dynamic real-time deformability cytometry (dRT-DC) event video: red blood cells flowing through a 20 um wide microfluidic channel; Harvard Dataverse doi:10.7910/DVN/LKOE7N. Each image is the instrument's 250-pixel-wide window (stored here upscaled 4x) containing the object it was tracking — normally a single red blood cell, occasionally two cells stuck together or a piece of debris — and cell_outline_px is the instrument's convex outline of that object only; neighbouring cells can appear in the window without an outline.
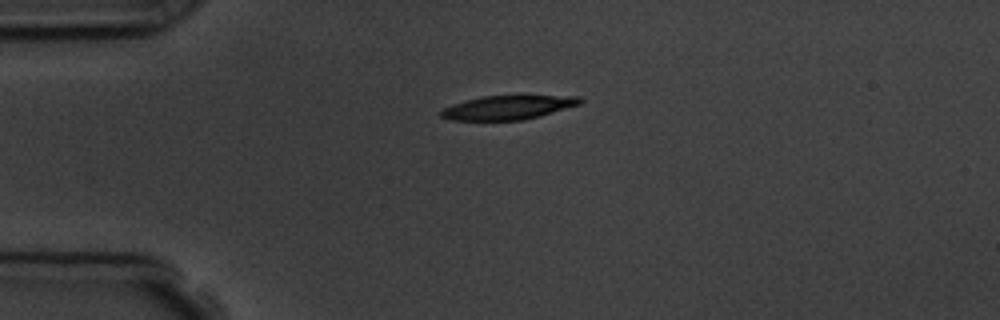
{"species": "common noctule bat (a hibernating species)", "species_latin": "Nyctalus noctula", "temperature_condition": "room temperature", "stored_images_in_passage": 2, "camera_frame_rate_fps": 3000, "um_per_image_px": 0.085, "animal": {"sex": "male", "body_mass_g": 19.5, "forearm_length_mm": 54.6}, "frame": {"image": 1, "passage_image": 1, "time_ms": 0.0, "image_size_px": [1000, 320], "cell_outline_px": [[584, 100], [580, 104], [540, 116], [524, 120], [448, 120], [440, 116], [440, 112], [444, 108], [452, 104], [480, 96], [580, 96]], "centroid_in_image_um": [43.16, 9.14], "position_along_channel_um": 41.8, "area_um2": 19.36}}